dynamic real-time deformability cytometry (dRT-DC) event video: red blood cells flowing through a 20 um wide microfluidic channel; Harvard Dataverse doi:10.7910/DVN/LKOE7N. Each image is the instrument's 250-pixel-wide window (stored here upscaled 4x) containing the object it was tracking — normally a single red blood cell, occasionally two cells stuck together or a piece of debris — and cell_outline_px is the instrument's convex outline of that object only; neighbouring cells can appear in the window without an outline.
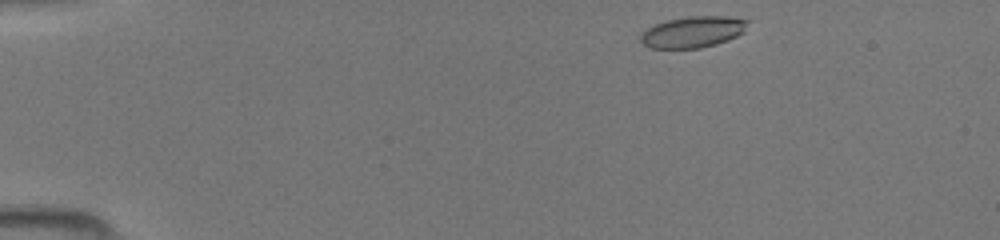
{"species": "common noctule bat (a hibernating species)", "species_latin": "Nyctalus noctula", "temperature_condition": "room temperature", "stored_images_in_passage": 13, "camera_frame_rate_fps": 3000, "um_per_image_px": 0.085, "animal": {"sex": "female", "body_mass_g": 19.5, "forearm_length_mm": 54.1}, "frame": {"image": 1, "passage_image": 1, "time_ms": 0.0, "image_size_px": [1000, 240], "cell_outline_px": [[752, 20], [744, 32], [728, 40], [716, 44], [700, 48], [648, 48], [640, 40], [640, 32], [656, 24], [668, 20], [688, 16], [724, 16]], "centroid_in_image_um": [58.92, 2.71], "position_along_channel_um": 26.1, "area_um2": 19.65}}
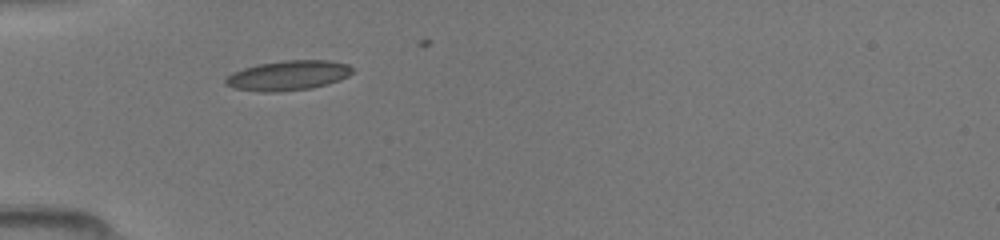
{"frame": {"image": 2, "passage_image": 9, "time_ms": 2.667, "image_size_px": [1000, 240], "cell_outline_px": [[356, 68], [348, 76], [340, 80], [328, 84], [312, 88], [276, 92], [264, 92], [232, 88], [224, 84], [224, 80], [232, 72], [244, 68], [260, 64], [284, 60], [328, 60], [348, 64]], "centroid_in_image_um": [24.51, 6.41], "position_along_channel_um": 60.5, "area_um2": 22.2}}
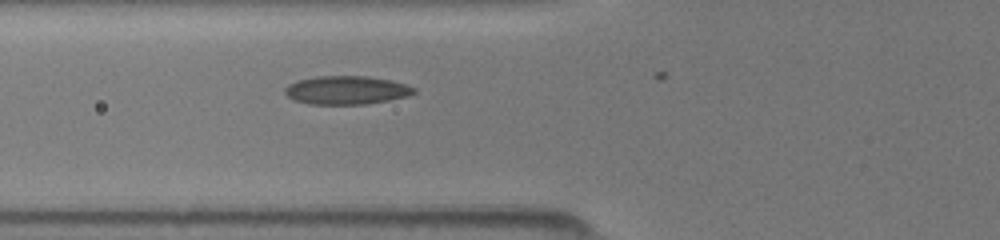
{"frame": {"image": 3, "passage_image": 12, "time_ms": 3.667, "image_size_px": [1000, 240], "cell_outline_px": [[416, 92], [408, 96], [388, 100], [364, 104], [308, 104], [292, 100], [284, 92], [284, 88], [288, 84], [296, 80], [316, 76], [368, 76], [392, 80], [416, 88]], "centroid_in_image_um": [29.42, 7.66], "position_along_channel_um": 96.4, "area_um2": 21.56}}